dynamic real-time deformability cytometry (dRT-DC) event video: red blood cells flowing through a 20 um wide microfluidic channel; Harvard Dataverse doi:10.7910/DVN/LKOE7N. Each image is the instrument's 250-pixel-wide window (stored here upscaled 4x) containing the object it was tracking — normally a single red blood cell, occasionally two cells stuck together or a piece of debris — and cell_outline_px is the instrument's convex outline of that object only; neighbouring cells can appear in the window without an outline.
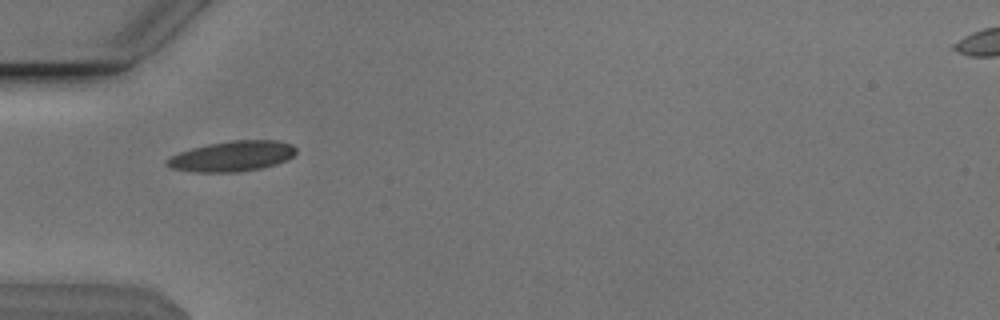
{"species": "Egyptian fruit bat (a non-hibernating species)", "species_latin": "Rousettus aegyptiacus", "temperature_condition": "cold", "stored_images_in_passage": 23, "camera_frame_rate_fps": 3000, "um_per_image_px": 0.085, "animal": {"sex": "male"}, "frame": {"image": 1, "passage_image": 1, "time_ms": 0.0, "image_size_px": [1000, 320], "cell_outline_px": [[296, 152], [288, 160], [276, 164], [260, 168], [236, 172], [196, 172], [172, 168], [164, 164], [164, 160], [180, 152], [192, 148], [208, 144], [232, 140], [276, 140], [292, 144], [296, 148]], "centroid_in_image_um": [19.74, 13.27], "position_along_channel_um": 65.3, "area_um2": 22.83}}
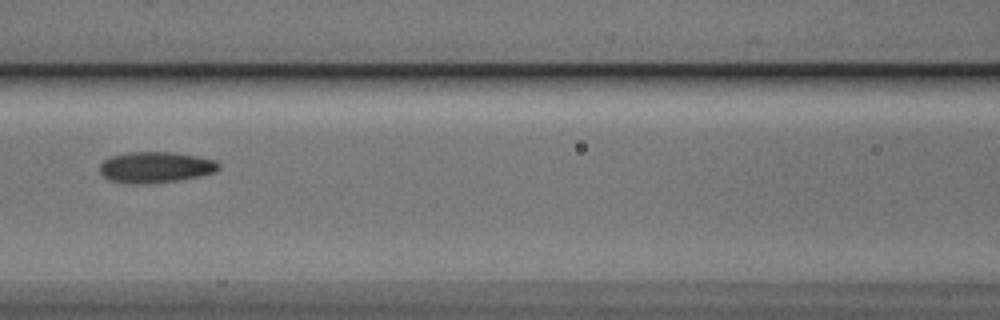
{"frame": {"image": 2, "passage_image": 8, "time_ms": 2.333, "image_size_px": [1000, 320], "cell_outline_px": [[220, 168], [216, 172], [200, 176], [176, 180], [144, 184], [132, 184], [108, 180], [100, 172], [100, 164], [104, 160], [112, 156], [128, 152], [176, 152], [216, 160], [220, 164]], "centroid_in_image_um": [13.24, 14.21], "position_along_channel_um": 153.4, "area_um2": 21.56}}
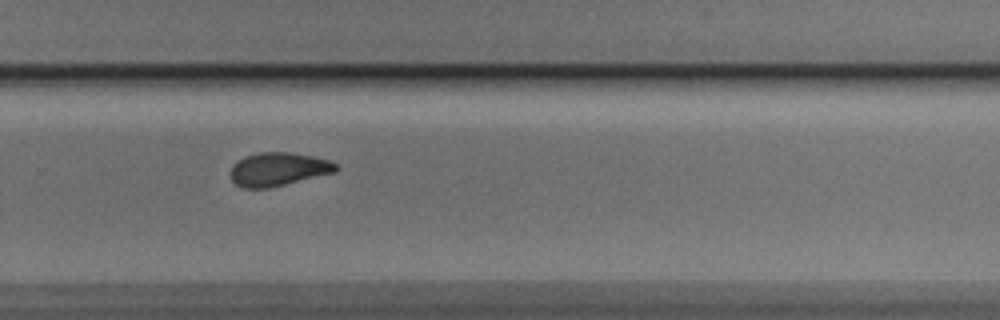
{"frame": {"image": 3, "passage_image": 20, "time_ms": 6.333, "image_size_px": [1000, 320], "cell_outline_px": [[340, 168], [336, 172], [268, 188], [244, 188], [236, 184], [232, 180], [232, 164], [236, 160], [244, 156], [260, 152], [288, 152], [312, 156], [328, 160], [336, 164]], "centroid_in_image_um": [23.65, 14.37], "position_along_channel_um": 306.1, "area_um2": 20.46}}